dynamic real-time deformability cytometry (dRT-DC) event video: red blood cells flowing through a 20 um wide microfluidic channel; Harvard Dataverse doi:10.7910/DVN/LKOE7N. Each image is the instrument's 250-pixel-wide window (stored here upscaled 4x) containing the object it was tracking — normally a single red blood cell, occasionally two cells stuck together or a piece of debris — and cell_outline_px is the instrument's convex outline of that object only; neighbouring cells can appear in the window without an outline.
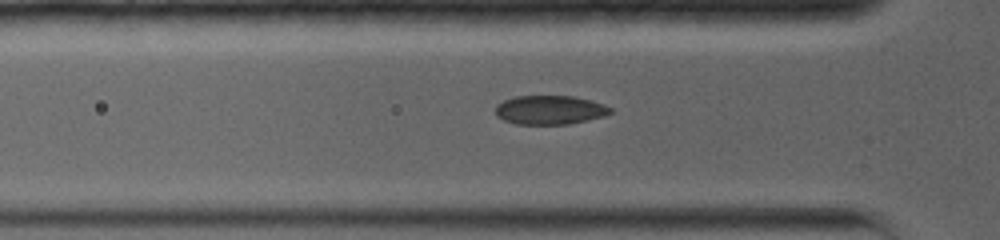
{"species": "common noctule bat (a hibernating species)", "species_latin": "Nyctalus noctula", "temperature_condition": "warm", "stored_images_in_passage": 7, "segment_of_instrument_passage": [1, 2], "camera_frame_rate_fps": 5000, "um_per_image_px": 0.085, "animal": {"sex": "female", "body_mass_g": 19.0, "forearm_length_mm": 56.7}, "frame": {"image": 1, "passage_image": 5, "time_ms": 1.8, "image_size_px": [1000, 240], "cell_outline_px": [[612, 112], [604, 116], [588, 120], [568, 124], [516, 124], [504, 120], [496, 116], [496, 104], [504, 100], [516, 96], [572, 96], [604, 104], [612, 108]], "centroid_in_image_um": [46.73, 9.35], "position_along_channel_um": 79.1, "area_um2": 19.36}}